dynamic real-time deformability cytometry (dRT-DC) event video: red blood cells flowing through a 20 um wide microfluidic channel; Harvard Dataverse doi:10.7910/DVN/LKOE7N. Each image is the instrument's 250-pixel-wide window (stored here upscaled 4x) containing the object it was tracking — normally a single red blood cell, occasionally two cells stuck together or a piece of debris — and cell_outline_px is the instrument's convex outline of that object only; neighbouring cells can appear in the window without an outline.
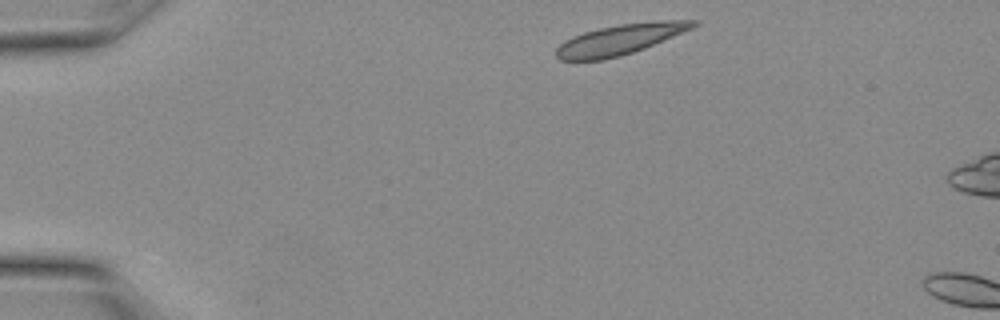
{"species": "Egyptian fruit bat (a non-hibernating species)", "species_latin": "Rousettus aegyptiacus", "temperature_condition": "warm", "stored_images_in_passage": 3, "camera_frame_rate_fps": 3000, "um_per_image_px": 0.085, "animal": {"sex": "female"}, "frame": {"image": 1, "passage_image": 1, "time_ms": 0.0, "image_size_px": [1000, 320], "cell_outline_px": [[700, 24], [692, 28], [644, 48], [620, 56], [604, 60], [560, 60], [556, 56], [556, 48], [564, 40], [572, 36], [584, 32], [600, 28], [620, 24], [660, 20], [700, 20]], "centroid_in_image_um": [52.7, 3.35], "position_along_channel_um": 32.3, "area_um2": 24.1}}